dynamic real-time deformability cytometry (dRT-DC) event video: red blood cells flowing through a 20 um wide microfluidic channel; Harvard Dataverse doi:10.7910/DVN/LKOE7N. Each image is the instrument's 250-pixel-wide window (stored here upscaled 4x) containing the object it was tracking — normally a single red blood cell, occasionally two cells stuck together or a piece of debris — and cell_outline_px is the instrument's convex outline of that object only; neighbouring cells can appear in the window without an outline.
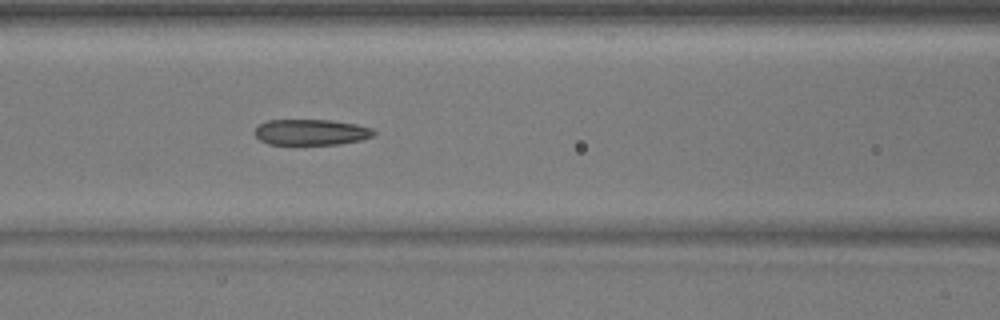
{"species": "common noctule bat (a hibernating species)", "species_latin": "Nyctalus noctula", "temperature_condition": "warm", "stored_images_in_passage": 33, "camera_frame_rate_fps": 3000, "um_per_image_px": 0.085, "animal": {"sex": "male", "body_mass_g": 17.9}, "frame": {"image": 1, "passage_image": 10, "time_ms": 3.0, "image_size_px": [1000, 320], "cell_outline_px": [[376, 132], [372, 136], [360, 140], [340, 144], [268, 144], [260, 140], [256, 136], [256, 128], [260, 124], [268, 120], [332, 120], [356, 124], [372, 128]], "centroid_in_image_um": [26.46, 11.23], "position_along_channel_um": 140.1, "area_um2": 17.8}}
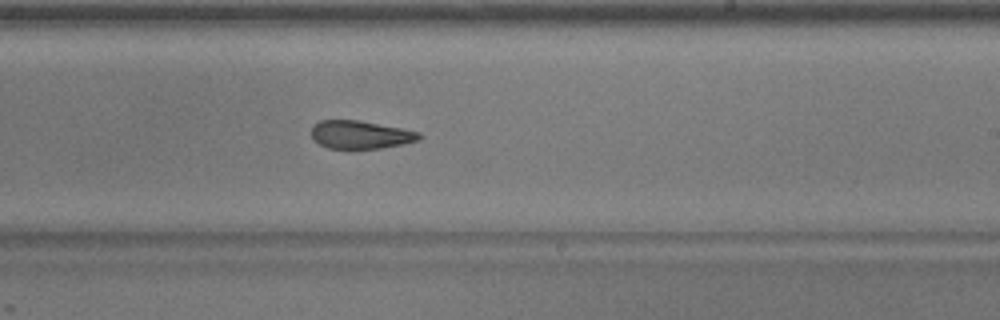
{"frame": {"image": 2, "passage_image": 19, "time_ms": 6.0, "image_size_px": [1000, 320], "cell_outline_px": [[424, 136], [420, 140], [404, 144], [380, 148], [328, 148], [312, 140], [312, 128], [320, 120], [356, 120], [400, 128], [420, 132]], "centroid_in_image_um": [30.67, 11.45], "position_along_channel_um": 258.3, "area_um2": 17.51}}
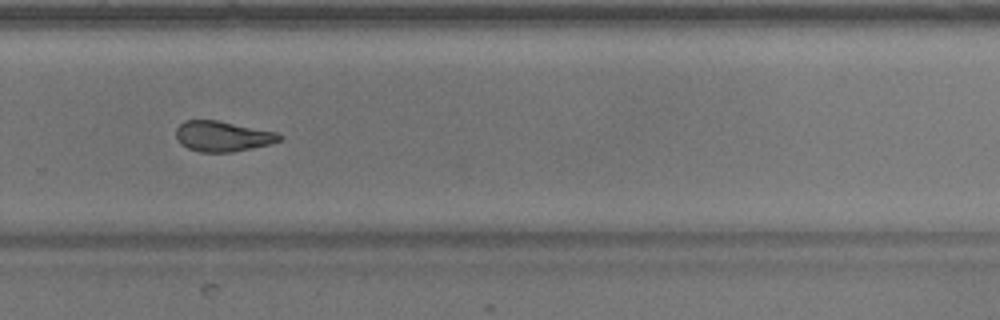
{"frame": {"image": 3, "passage_image": 23, "time_ms": 7.333, "image_size_px": [1000, 320], "cell_outline_px": [[284, 136], [280, 140], [272, 144], [232, 152], [200, 152], [188, 148], [180, 144], [176, 136], [176, 128], [184, 120], [216, 120], [276, 132]], "centroid_in_image_um": [18.92, 11.59], "position_along_channel_um": 310.9, "area_um2": 18.32}}